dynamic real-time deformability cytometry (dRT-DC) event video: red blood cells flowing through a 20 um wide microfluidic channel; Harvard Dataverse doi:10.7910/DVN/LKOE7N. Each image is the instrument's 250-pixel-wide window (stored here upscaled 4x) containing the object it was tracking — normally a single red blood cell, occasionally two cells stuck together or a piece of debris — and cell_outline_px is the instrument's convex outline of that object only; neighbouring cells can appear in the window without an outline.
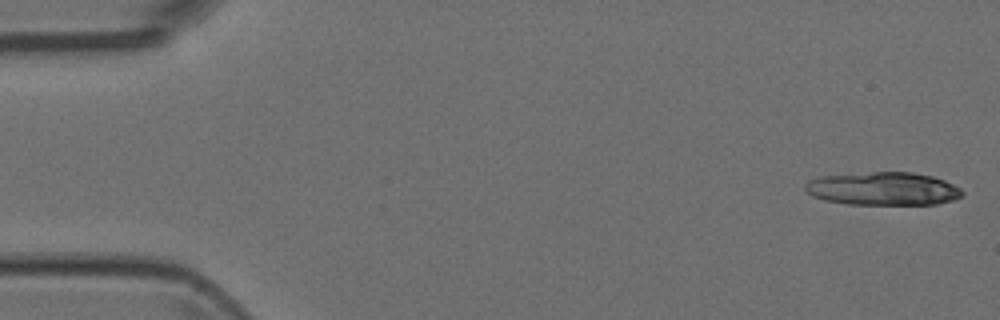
{"species": "Egyptian fruit bat (a non-hibernating species)", "species_latin": "Rousettus aegyptiacus", "temperature_condition": "room temperature", "stored_images_in_passage": 8, "camera_frame_rate_fps": 3000, "um_per_image_px": 0.085, "animal": {"sex": "female"}, "frame": {"image": 1, "passage_image": 1, "time_ms": 0.0, "image_size_px": [1000, 320], "cell_outline_px": [[964, 196], [952, 200], [936, 204], [848, 204], [824, 200], [812, 196], [804, 188], [804, 184], [808, 180], [820, 176], [872, 172], [912, 172], [932, 176], [944, 180], [960, 188], [964, 192]], "centroid_in_image_um": [75.06, 16.04], "position_along_channel_um": 9.9, "area_um2": 30.4}}
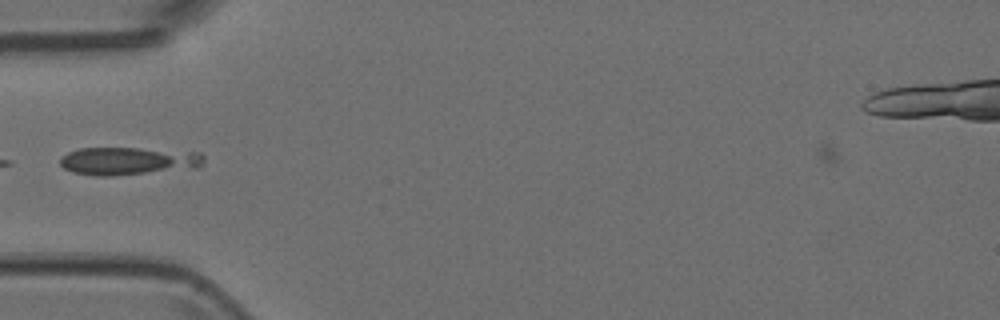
{"frame": {"image": 2, "passage_image": 5, "time_ms": 1.333, "image_size_px": [1000, 320], "cell_outline_px": [[204, 164], [196, 168], [112, 176], [96, 176], [72, 172], [64, 168], [60, 164], [60, 156], [68, 152], [80, 148], [136, 148], [200, 152], [204, 156]], "centroid_in_image_um": [10.9, 13.68], "position_along_channel_um": 74.1, "area_um2": 23.52}}